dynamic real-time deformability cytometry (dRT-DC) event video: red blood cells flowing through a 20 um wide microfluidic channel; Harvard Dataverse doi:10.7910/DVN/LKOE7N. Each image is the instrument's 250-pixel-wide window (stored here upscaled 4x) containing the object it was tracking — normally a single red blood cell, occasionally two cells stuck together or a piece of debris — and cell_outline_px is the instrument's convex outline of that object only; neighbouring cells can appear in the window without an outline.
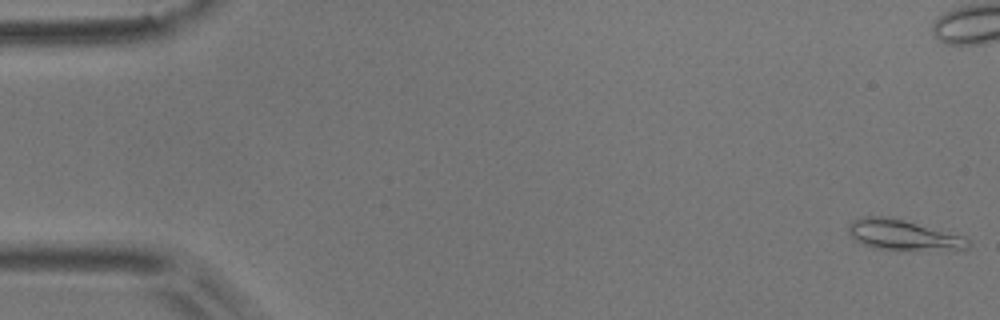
{"species": "common noctule bat (a hibernating species)", "species_latin": "Nyctalus noctula", "temperature_condition": "room temperature", "stored_images_in_passage": 6, "camera_frame_rate_fps": 3000, "um_per_image_px": 0.085, "animal": {"sex": "male", "body_mass_g": 17.9}, "frame": {"image": 1, "passage_image": 1, "time_ms": 0.0, "image_size_px": [1000, 320], "cell_outline_px": [[972, 244], [964, 252], [872, 248], [860, 244], [848, 232], [848, 224], [852, 220], [860, 216], [888, 216], [968, 236]], "centroid_in_image_um": [76.9, 20.0], "position_along_channel_um": 8.1, "area_um2": 22.2}}